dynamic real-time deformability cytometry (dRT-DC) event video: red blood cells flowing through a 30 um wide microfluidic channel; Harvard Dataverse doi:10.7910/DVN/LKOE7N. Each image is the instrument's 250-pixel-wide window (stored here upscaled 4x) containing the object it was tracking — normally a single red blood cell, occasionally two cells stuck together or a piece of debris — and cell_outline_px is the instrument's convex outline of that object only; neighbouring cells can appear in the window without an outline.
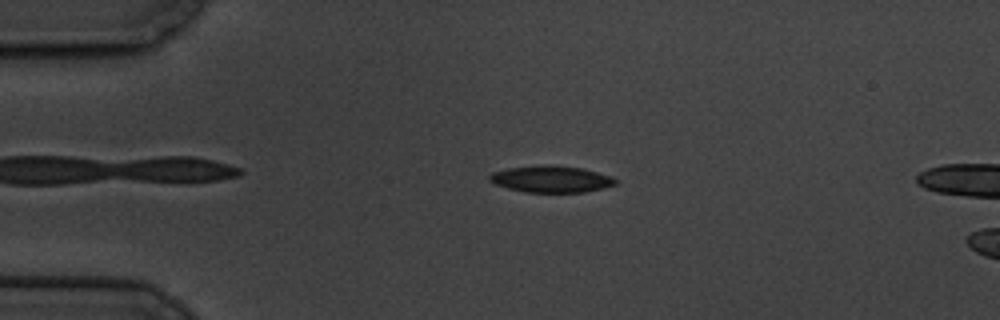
{"species": "common noctule bat (a hibernating species)", "species_latin": "Nyctalus noctula", "temperature_condition": "cold", "stored_images_in_passage": 4, "camera_frame_rate_fps": 3000, "um_per_image_px": 0.085, "animal": {"sex": "male", "body_mass_g": 19.5, "forearm_length_mm": 54.6}, "frame": {"image": 1, "passage_image": 3, "time_ms": 3.333, "image_size_px": [1000, 320], "cell_outline_px": [[616, 184], [604, 188], [584, 192], [524, 192], [508, 188], [496, 184], [488, 180], [488, 176], [492, 172], [508, 168], [544, 164], [552, 164], [580, 168], [612, 176], [616, 180]], "centroid_in_image_um": [46.83, 15.21], "position_along_channel_um": 38.2, "area_um2": 19.59}}